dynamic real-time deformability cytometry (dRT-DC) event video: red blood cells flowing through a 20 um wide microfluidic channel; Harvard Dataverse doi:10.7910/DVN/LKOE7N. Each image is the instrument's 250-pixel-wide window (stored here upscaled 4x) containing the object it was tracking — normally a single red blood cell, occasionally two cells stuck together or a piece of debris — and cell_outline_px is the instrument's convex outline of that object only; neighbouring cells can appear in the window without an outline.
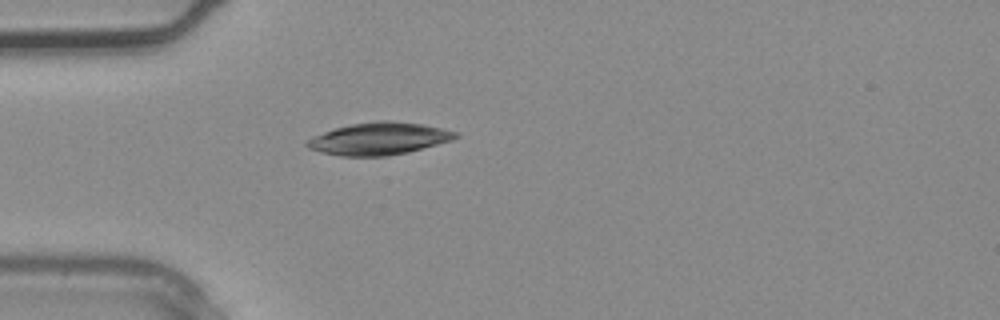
{"species": "common noctule bat (a hibernating species)", "species_latin": "Nyctalus noctula", "temperature_condition": "warm", "stored_images_in_passage": 4, "camera_frame_rate_fps": 3000, "um_per_image_px": 0.085, "animal": {"sex": "male", "body_mass_g": 20.4}, "frame": {"image": 1, "passage_image": 4, "time_ms": 1.0, "image_size_px": [1000, 320], "cell_outline_px": [[460, 136], [452, 140], [408, 152], [388, 156], [340, 156], [320, 152], [308, 148], [304, 144], [312, 136], [336, 128], [352, 124], [376, 120], [392, 120], [424, 124], [460, 132]], "centroid_in_image_um": [32.24, 11.78], "position_along_channel_um": 52.8, "area_um2": 28.15}}